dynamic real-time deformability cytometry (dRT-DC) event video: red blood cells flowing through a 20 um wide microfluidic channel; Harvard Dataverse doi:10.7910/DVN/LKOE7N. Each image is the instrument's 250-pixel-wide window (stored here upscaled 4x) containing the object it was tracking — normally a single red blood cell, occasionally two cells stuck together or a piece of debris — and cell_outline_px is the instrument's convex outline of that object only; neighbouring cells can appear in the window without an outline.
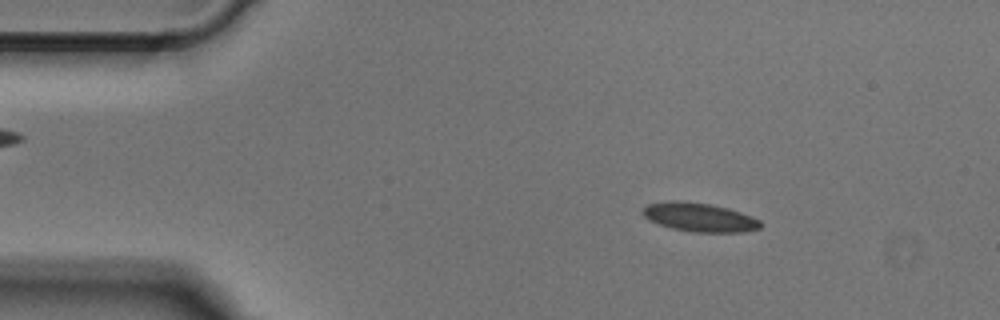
{"species": "Egyptian fruit bat (a non-hibernating species)", "species_latin": "Rousettus aegyptiacus", "temperature_condition": "cold", "stored_images_in_passage": 50, "camera_frame_rate_fps": 3000, "um_per_image_px": 0.085, "animal": {"sex": "male"}, "frame": {"image": 1, "passage_image": 7, "time_ms": 2.0, "image_size_px": [1000, 320], "cell_outline_px": [[760, 228], [744, 232], [692, 232], [672, 228], [648, 220], [640, 212], [640, 208], [648, 204], [668, 200], [680, 200], [712, 204], [728, 208], [752, 216], [760, 220]], "centroid_in_image_um": [59.4, 18.45], "position_along_channel_um": 25.6, "area_um2": 20.0}}
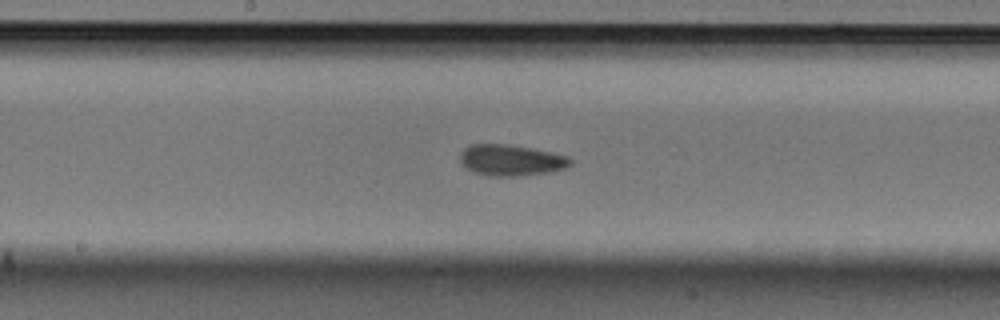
{"frame": {"image": 2, "passage_image": 25, "time_ms": 8.0, "image_size_px": [1000, 320], "cell_outline_px": [[572, 164], [568, 168], [548, 172], [512, 176], [488, 176], [476, 172], [468, 168], [460, 160], [460, 152], [464, 148], [472, 144], [504, 144], [532, 148], [552, 152], [568, 156], [572, 160]], "centroid_in_image_um": [43.48, 13.61], "position_along_channel_um": 204.7, "area_um2": 19.88}}
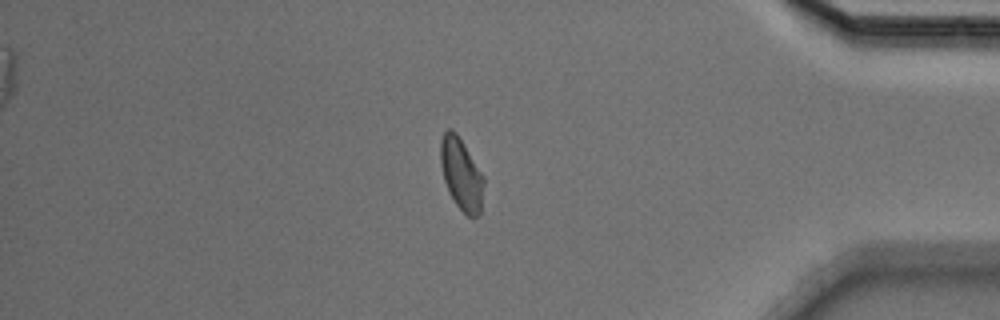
{"frame": {"image": 3, "passage_image": 42, "time_ms": 13.667, "image_size_px": [1000, 320], "cell_outline_px": [[484, 184], [480, 212], [472, 220], [456, 204], [448, 192], [444, 180], [440, 164], [440, 140], [444, 132], [448, 128], [452, 128], [456, 132], [484, 176]], "centroid_in_image_um": [39.2, 14.79], "position_along_channel_um": 396.0, "area_um2": 18.21}}